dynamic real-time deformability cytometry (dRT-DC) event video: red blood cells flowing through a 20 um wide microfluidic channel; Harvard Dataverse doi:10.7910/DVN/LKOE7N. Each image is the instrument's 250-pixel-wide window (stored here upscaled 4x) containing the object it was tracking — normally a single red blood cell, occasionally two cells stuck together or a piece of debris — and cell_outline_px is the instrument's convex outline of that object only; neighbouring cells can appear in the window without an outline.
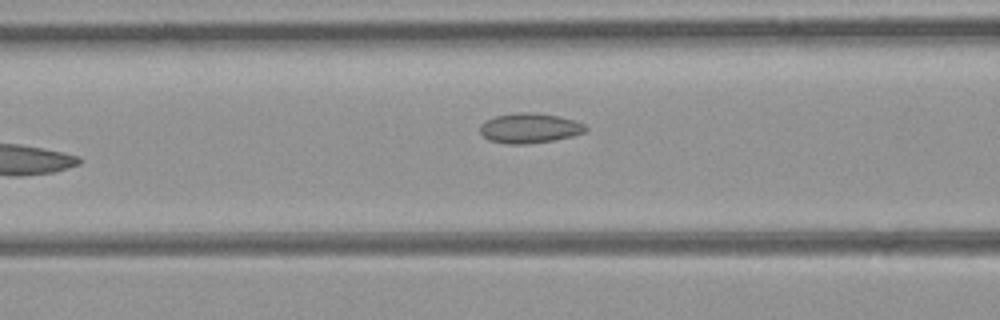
{"species": "common noctule bat (a hibernating species)", "species_latin": "Nyctalus noctula", "temperature_condition": "room temperature", "stored_images_in_passage": 7, "camera_frame_rate_fps": 3000, "um_per_image_px": 0.085, "animal": {"sex": "female", "body_mass_g": 21.9}, "frame": {"image": 1, "passage_image": 7, "time_ms": 2.0, "image_size_px": [1000, 320], "cell_outline_px": [[588, 128], [584, 132], [572, 136], [552, 140], [528, 144], [508, 144], [488, 140], [480, 132], [480, 124], [484, 120], [496, 116], [516, 112], [528, 112], [556, 116], [576, 120], [584, 124]], "centroid_in_image_um": [44.98, 10.89], "position_along_channel_um": 121.6, "area_um2": 18.38}}